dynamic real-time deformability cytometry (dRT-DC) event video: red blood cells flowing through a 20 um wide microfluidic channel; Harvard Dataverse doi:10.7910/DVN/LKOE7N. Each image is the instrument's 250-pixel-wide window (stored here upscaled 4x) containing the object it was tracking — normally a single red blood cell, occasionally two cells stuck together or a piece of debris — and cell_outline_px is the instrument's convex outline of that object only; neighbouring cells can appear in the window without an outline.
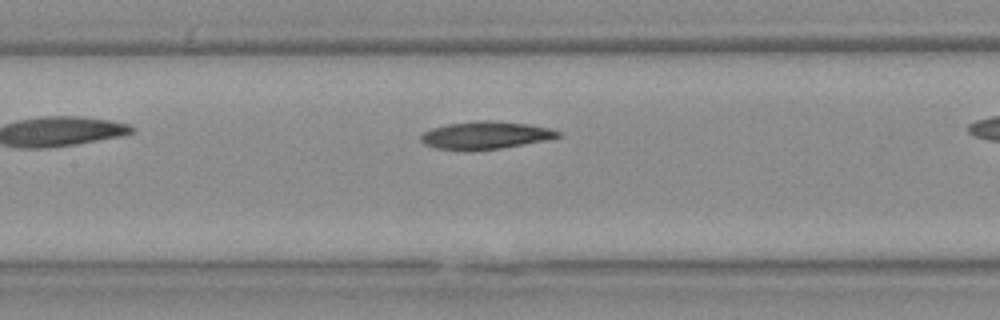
{"species": "Egyptian fruit bat (a non-hibernating species)", "species_latin": "Rousettus aegyptiacus", "temperature_condition": "warm", "stored_images_in_passage": 10, "camera_frame_rate_fps": 3000, "um_per_image_px": 0.085, "animal": {"sex": "female"}, "frame": {"image": 1, "passage_image": 5, "time_ms": 1.333, "image_size_px": [1000, 320], "cell_outline_px": [[560, 136], [548, 140], [500, 148], [468, 152], [436, 148], [424, 144], [420, 140], [420, 136], [424, 132], [432, 128], [448, 124], [476, 120], [492, 120], [528, 124], [548, 128], [560, 132]], "centroid_in_image_um": [41.22, 11.51], "position_along_channel_um": 166.2, "area_um2": 22.31}}